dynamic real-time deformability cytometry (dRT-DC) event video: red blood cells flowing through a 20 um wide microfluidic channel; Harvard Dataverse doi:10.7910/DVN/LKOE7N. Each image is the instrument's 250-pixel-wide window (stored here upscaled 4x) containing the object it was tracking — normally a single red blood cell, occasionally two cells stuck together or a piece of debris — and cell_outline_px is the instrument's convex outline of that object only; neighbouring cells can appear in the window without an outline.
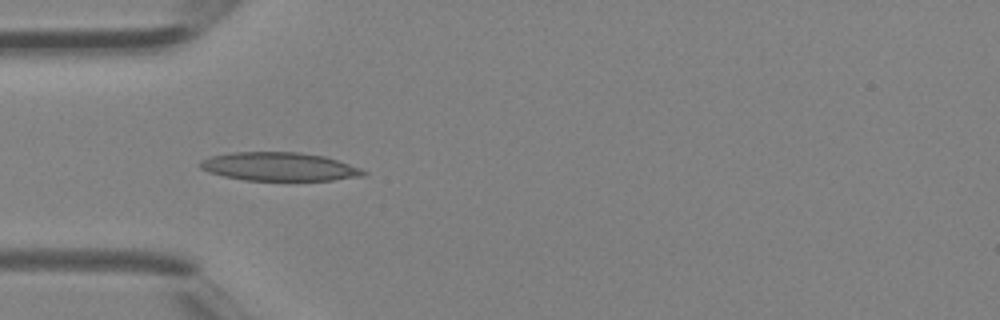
{"species": "Egyptian fruit bat (a non-hibernating species)", "species_latin": "Rousettus aegyptiacus", "temperature_condition": "room temperature", "stored_images_in_passage": 24, "camera_frame_rate_fps": 3000, "um_per_image_px": 0.085, "animal": {"sex": "female"}, "frame": {"image": 1, "passage_image": 1, "time_ms": 0.0, "image_size_px": [1000, 320], "cell_outline_px": [[368, 172], [364, 176], [332, 180], [244, 180], [224, 176], [208, 172], [200, 168], [200, 160], [212, 156], [232, 152], [300, 152], [324, 156], [360, 168]], "centroid_in_image_um": [23.73, 14.16], "position_along_channel_um": 61.3, "area_um2": 26.99}}
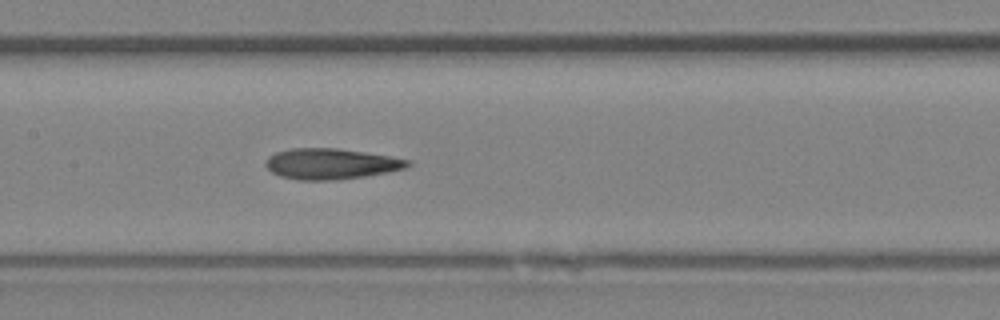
{"frame": {"image": 2, "passage_image": 8, "time_ms": 2.333, "image_size_px": [1000, 320], "cell_outline_px": [[412, 164], [404, 168], [388, 172], [364, 176], [336, 180], [300, 180], [280, 176], [272, 172], [264, 164], [264, 160], [268, 156], [276, 152], [292, 148], [336, 148], [364, 152], [412, 160]], "centroid_in_image_um": [28.11, 13.92], "position_along_channel_um": 179.3, "area_um2": 25.43}}
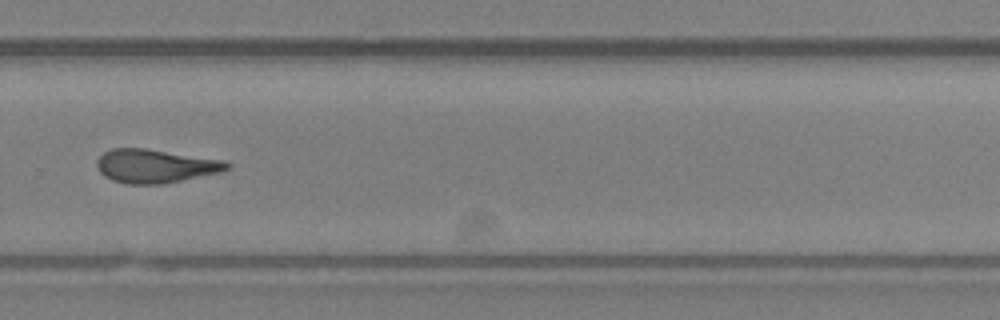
{"frame": {"image": 3, "passage_image": 16, "time_ms": 5.0, "image_size_px": [1000, 320], "cell_outline_px": [[232, 168], [220, 172], [160, 184], [128, 184], [112, 180], [104, 176], [100, 172], [96, 164], [96, 160], [104, 152], [112, 148], [144, 148], [224, 160], [232, 164]], "centroid_in_image_um": [13.2, 14.11], "position_along_channel_um": 316.6, "area_um2": 25.37}}